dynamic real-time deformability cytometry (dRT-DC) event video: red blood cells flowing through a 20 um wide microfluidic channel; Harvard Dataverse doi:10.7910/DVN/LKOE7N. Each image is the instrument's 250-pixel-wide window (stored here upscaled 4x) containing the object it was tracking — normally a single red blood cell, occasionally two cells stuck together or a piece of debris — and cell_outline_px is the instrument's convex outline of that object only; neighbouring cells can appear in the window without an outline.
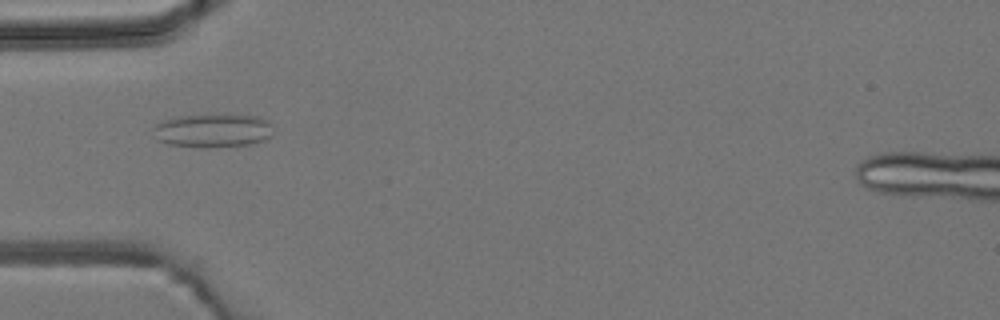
{"species": "common noctule bat (a hibernating species)", "species_latin": "Nyctalus noctula", "temperature_condition": "room temperature", "stored_images_in_passage": 1, "camera_frame_rate_fps": 3000, "um_per_image_px": 0.085, "animal": {"sex": "male", "body_mass_g": 19.2, "forearm_length_mm": 51.8}, "frame": {"image": 1, "passage_image": 1, "time_ms": 0.0, "image_size_px": [1000, 320], "cell_outline_px": [[272, 136], [264, 140], [248, 144], [168, 144], [156, 140], [152, 128], [156, 124], [164, 120], [180, 116], [260, 116], [268, 120]], "centroid_in_image_um": [18.07, 11.06], "position_along_channel_um": 66.9, "area_um2": 21.91}}